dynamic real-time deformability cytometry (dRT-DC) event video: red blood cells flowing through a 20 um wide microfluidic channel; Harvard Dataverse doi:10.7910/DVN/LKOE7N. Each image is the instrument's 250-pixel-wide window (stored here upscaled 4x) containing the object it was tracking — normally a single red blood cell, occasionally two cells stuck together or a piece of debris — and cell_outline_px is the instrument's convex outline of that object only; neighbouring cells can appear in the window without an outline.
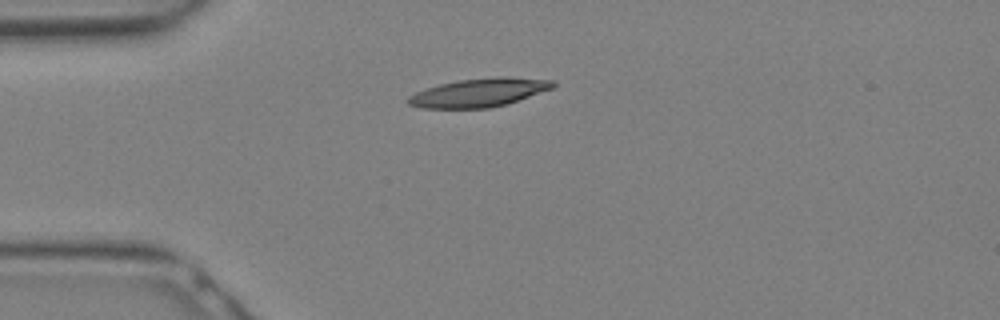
{"species": "Egyptian fruit bat (a non-hibernating species)", "species_latin": "Rousettus aegyptiacus", "temperature_condition": "warm", "stored_images_in_passage": 6, "camera_frame_rate_fps": 3000, "um_per_image_px": 0.085, "animal": {"sex": "female"}, "frame": {"image": 1, "passage_image": 1, "time_ms": 0.0, "image_size_px": [1000, 320], "cell_outline_px": [[556, 84], [552, 88], [508, 104], [488, 108], [420, 108], [408, 104], [408, 96], [416, 92], [440, 84], [460, 80], [496, 76], [508, 76], [556, 80]], "centroid_in_image_um": [40.76, 7.86], "position_along_channel_um": 44.2, "area_um2": 24.1}}
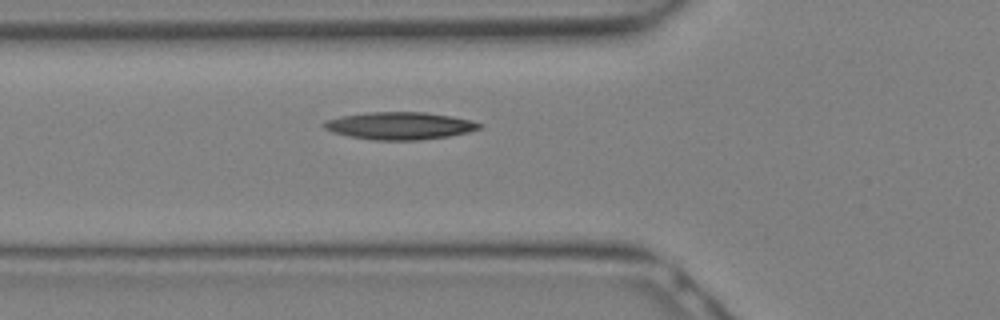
{"frame": {"image": 2, "passage_image": 4, "time_ms": 1.0, "image_size_px": [1000, 320], "cell_outline_px": [[484, 124], [480, 128], [468, 132], [448, 136], [420, 140], [372, 140], [348, 136], [332, 132], [324, 128], [320, 124], [324, 120], [340, 116], [368, 112], [424, 112], [452, 116]], "centroid_in_image_um": [33.92, 10.69], "position_along_channel_um": 91.9, "area_um2": 24.97}}
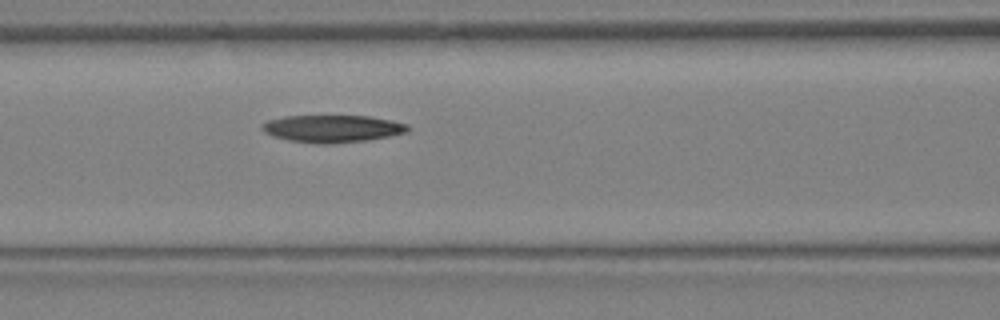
{"frame": {"image": 3, "passage_image": 6, "time_ms": 1.667, "image_size_px": [1000, 320], "cell_outline_px": [[408, 132], [368, 140], [332, 144], [316, 144], [288, 140], [272, 136], [264, 132], [260, 124], [268, 120], [284, 116], [368, 116], [392, 120], [408, 124]], "centroid_in_image_um": [28.23, 10.94], "position_along_channel_um": 138.4, "area_um2": 23.35}}